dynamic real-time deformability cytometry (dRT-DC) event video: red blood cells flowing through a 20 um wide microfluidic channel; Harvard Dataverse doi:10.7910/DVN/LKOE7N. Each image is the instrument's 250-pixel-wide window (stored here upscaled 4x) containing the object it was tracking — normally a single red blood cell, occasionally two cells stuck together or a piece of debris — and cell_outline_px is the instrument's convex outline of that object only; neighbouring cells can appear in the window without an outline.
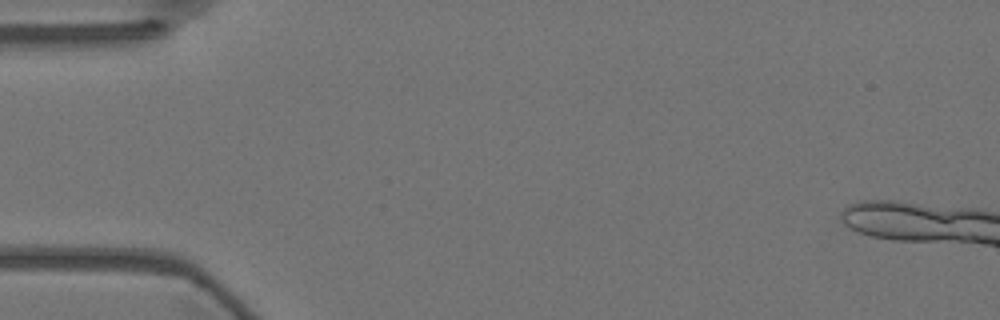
{"species": "Egyptian fruit bat (a non-hibernating species)", "species_latin": "Rousettus aegyptiacus", "temperature_condition": "warm", "stored_images_in_passage": 3, "camera_frame_rate_fps": 3000, "um_per_image_px": 0.085, "animal": {"sex": "female"}, "frame": {"image": 1, "passage_image": 1, "time_ms": 0.0, "image_size_px": [1000, 320], "cell_outline_px": [[956, 236], [884, 236], [888, 208], [908, 208], [924, 212], [936, 216], [944, 220]], "centroid_in_image_um": [77.77, 19.04], "position_along_channel_um": 7.2, "area_um2": 11.1}}